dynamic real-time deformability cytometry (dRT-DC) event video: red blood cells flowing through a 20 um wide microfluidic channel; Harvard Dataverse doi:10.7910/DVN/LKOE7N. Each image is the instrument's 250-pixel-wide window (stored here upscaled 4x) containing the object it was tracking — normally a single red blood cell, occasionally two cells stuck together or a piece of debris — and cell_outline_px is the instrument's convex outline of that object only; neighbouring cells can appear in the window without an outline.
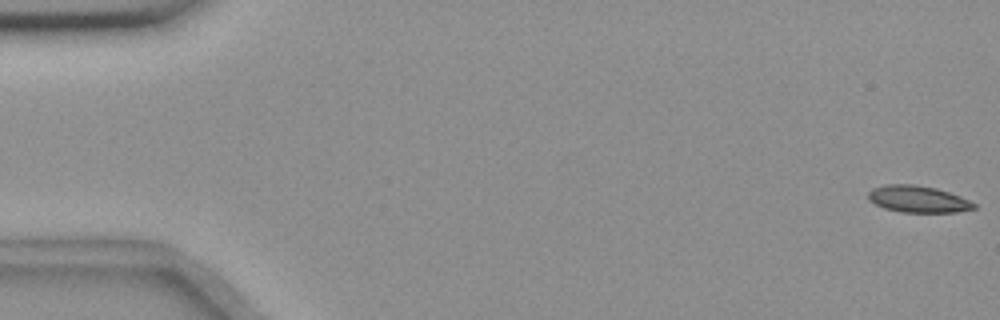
{"species": "common noctule bat (a hibernating species)", "species_latin": "Nyctalus noctula", "temperature_condition": "room temperature", "stored_images_in_passage": 56, "camera_frame_rate_fps": 3000, "um_per_image_px": 0.085, "animal": {"sex": "female", "body_mass_g": 18.4}, "frame": {"image": 1, "passage_image": 1, "time_ms": 0.0, "image_size_px": [1000, 320], "cell_outline_px": [[976, 208], [956, 212], [900, 212], [884, 208], [868, 200], [868, 192], [872, 188], [884, 184], [912, 184], [936, 188], [960, 196], [976, 204]], "centroid_in_image_um": [78.0, 16.92], "position_along_channel_um": 7.0, "area_um2": 16.47}}
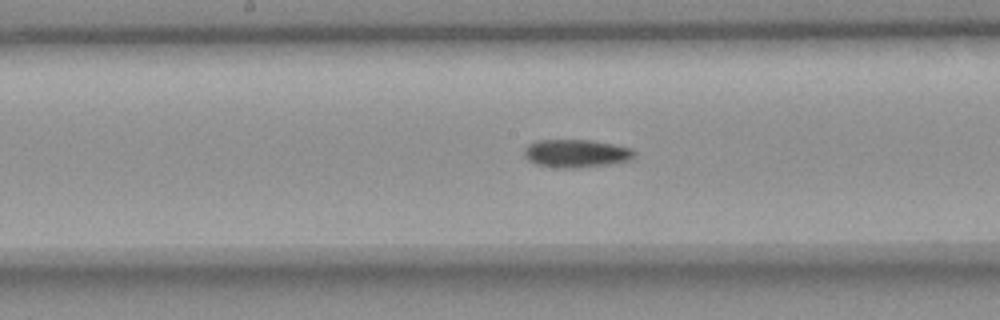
{"frame": {"image": 2, "passage_image": 29, "time_ms": 9.333, "image_size_px": [1000, 320], "cell_outline_px": [[636, 156], [628, 160], [608, 164], [580, 168], [556, 168], [536, 164], [528, 160], [524, 156], [524, 148], [528, 144], [536, 140], [592, 140], [632, 148], [636, 152]], "centroid_in_image_um": [48.95, 13.04], "position_along_channel_um": 199.2, "area_um2": 18.15}}
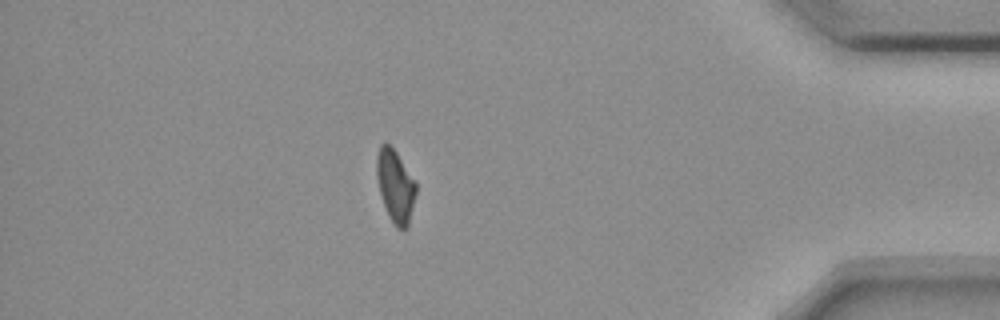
{"frame": {"image": 3, "passage_image": 49, "time_ms": 16.0, "image_size_px": [1000, 320], "cell_outline_px": [[416, 192], [408, 228], [396, 228], [388, 216], [380, 192], [376, 176], [376, 156], [380, 144], [384, 140], [396, 152], [416, 180]], "centroid_in_image_um": [33.6, 15.78], "position_along_channel_um": 401.6, "area_um2": 16.76}}